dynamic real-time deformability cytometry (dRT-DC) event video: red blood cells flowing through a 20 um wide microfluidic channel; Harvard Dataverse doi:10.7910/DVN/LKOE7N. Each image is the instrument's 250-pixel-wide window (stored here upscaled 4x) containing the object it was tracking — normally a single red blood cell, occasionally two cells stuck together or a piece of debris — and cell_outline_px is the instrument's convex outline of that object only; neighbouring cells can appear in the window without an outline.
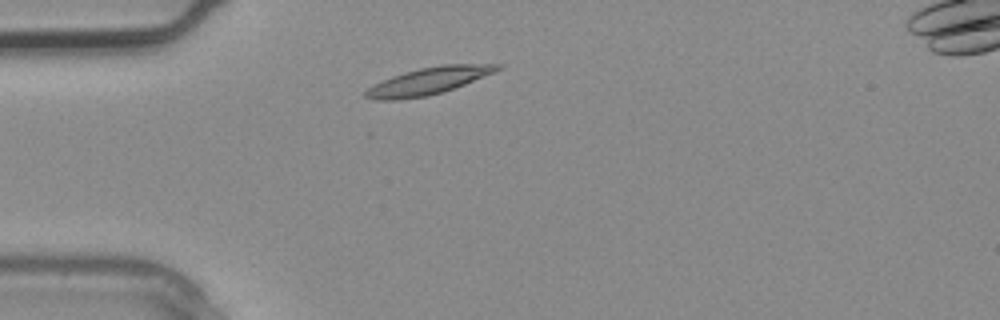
{"species": "common noctule bat (a hibernating species)", "species_latin": "Nyctalus noctula", "temperature_condition": "warm", "stored_images_in_passage": 1, "camera_frame_rate_fps": 3000, "um_per_image_px": 0.085, "animal": {"sex": "male", "body_mass_g": 20.4}, "frame": {"image": 1, "passage_image": 1, "time_ms": 0.0, "image_size_px": [1000, 320], "cell_outline_px": [[504, 68], [496, 72], [464, 84], [428, 96], [396, 100], [376, 100], [364, 96], [364, 92], [372, 84], [392, 76], [404, 72], [420, 68], [440, 64], [504, 64]], "centroid_in_image_um": [36.43, 6.87], "position_along_channel_um": 48.6, "area_um2": 20.81}}